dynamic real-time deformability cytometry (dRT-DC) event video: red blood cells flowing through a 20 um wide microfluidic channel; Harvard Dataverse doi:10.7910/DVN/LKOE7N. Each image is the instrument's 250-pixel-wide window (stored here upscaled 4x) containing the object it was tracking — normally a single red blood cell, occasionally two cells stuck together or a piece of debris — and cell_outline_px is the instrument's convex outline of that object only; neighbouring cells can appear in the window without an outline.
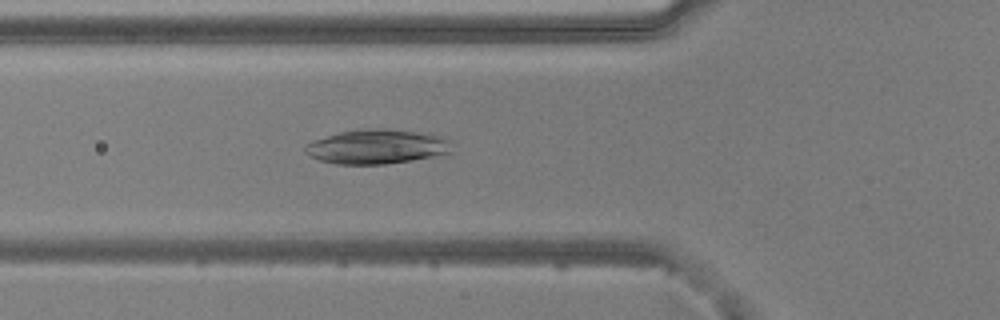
{"species": "common noctule bat (a hibernating species)", "species_latin": "Nyctalus noctula", "temperature_condition": "warm", "stored_images_in_passage": 11, "camera_frame_rate_fps": 3000, "um_per_image_px": 0.085, "animal": {"sex": "male", "body_mass_g": 20.5, "forearm_length_mm": 52.5}, "frame": {"image": 1, "passage_image": 3, "time_ms": 0.667, "image_size_px": [1000, 320], "cell_outline_px": [[452, 152], [412, 160], [384, 164], [336, 164], [320, 160], [308, 156], [304, 152], [304, 148], [312, 140], [340, 132], [368, 128], [384, 128], [432, 132], [448, 136]], "centroid_in_image_um": [32.09, 12.44], "position_along_channel_um": 93.7, "area_um2": 29.94}}
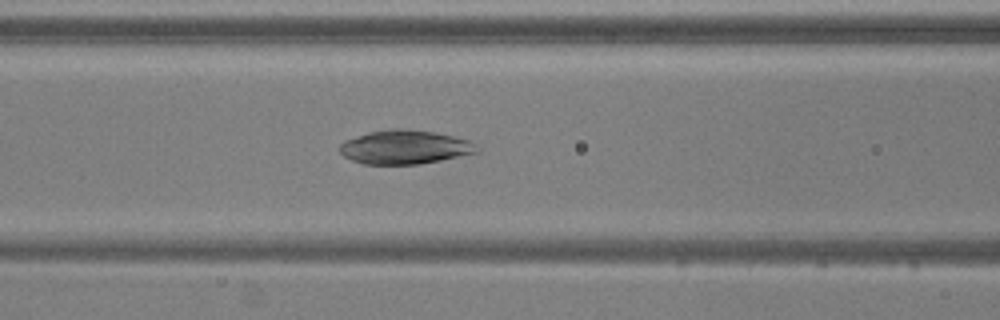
{"frame": {"image": 2, "passage_image": 6, "time_ms": 1.667, "image_size_px": [1000, 320], "cell_outline_px": [[480, 152], [420, 164], [364, 164], [352, 160], [344, 156], [340, 152], [340, 144], [344, 140], [368, 132], [388, 128], [400, 128], [432, 132], [452, 136], [468, 140], [476, 144], [480, 148]], "centroid_in_image_um": [34.4, 12.5], "position_along_channel_um": 132.2, "area_um2": 27.11}}
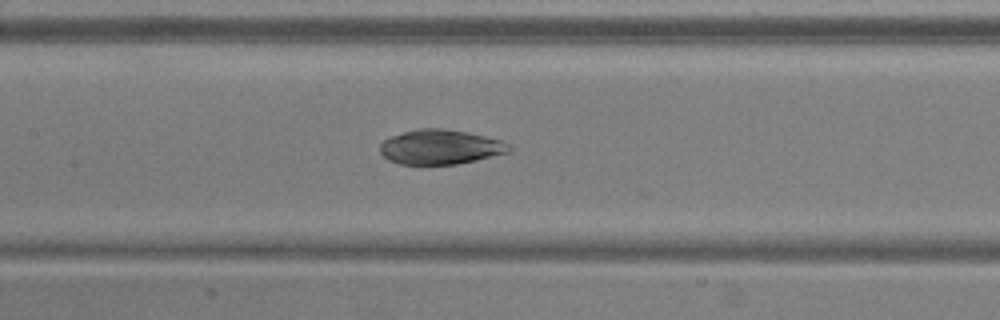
{"frame": {"image": 3, "passage_image": 9, "time_ms": 2.667, "image_size_px": [1000, 320], "cell_outline_px": [[512, 148], [508, 152], [476, 160], [456, 164], [400, 164], [388, 160], [380, 152], [380, 144], [384, 140], [392, 136], [416, 128], [444, 128], [468, 132], [500, 140], [508, 144]], "centroid_in_image_um": [37.41, 12.49], "position_along_channel_um": 170.0, "area_um2": 25.95}}